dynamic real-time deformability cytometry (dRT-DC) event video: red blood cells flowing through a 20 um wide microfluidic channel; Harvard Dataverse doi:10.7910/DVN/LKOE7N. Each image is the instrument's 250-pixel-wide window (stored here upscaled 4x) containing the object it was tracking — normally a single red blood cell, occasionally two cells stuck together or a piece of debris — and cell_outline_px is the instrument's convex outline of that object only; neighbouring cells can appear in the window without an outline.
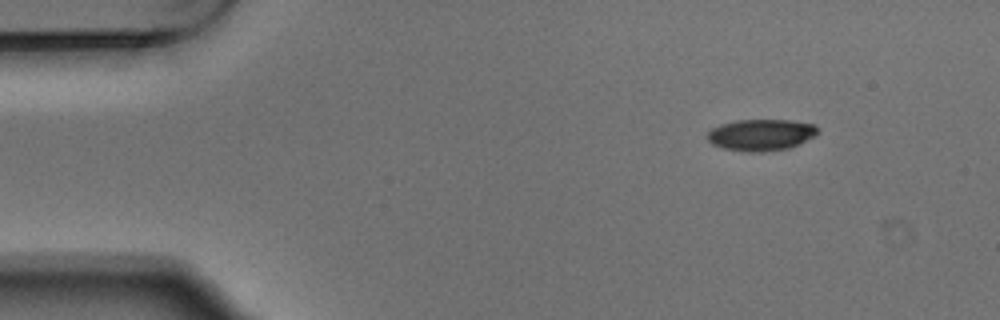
{"species": "Egyptian fruit bat (a non-hibernating species)", "species_latin": "Rousettus aegyptiacus", "temperature_condition": "warm", "stored_images_in_passage": 3, "camera_frame_rate_fps": 3000, "um_per_image_px": 0.085, "animal": {"sex": "male"}, "frame": {"image": 1, "passage_image": 1, "time_ms": 0.0, "image_size_px": [1000, 320], "cell_outline_px": [[820, 132], [788, 148], [764, 152], [748, 152], [724, 148], [712, 144], [708, 140], [708, 132], [712, 128], [720, 124], [736, 120], [788, 120], [812, 124], [820, 128]], "centroid_in_image_um": [64.66, 11.46], "position_along_channel_um": 20.3, "area_um2": 20.06}}
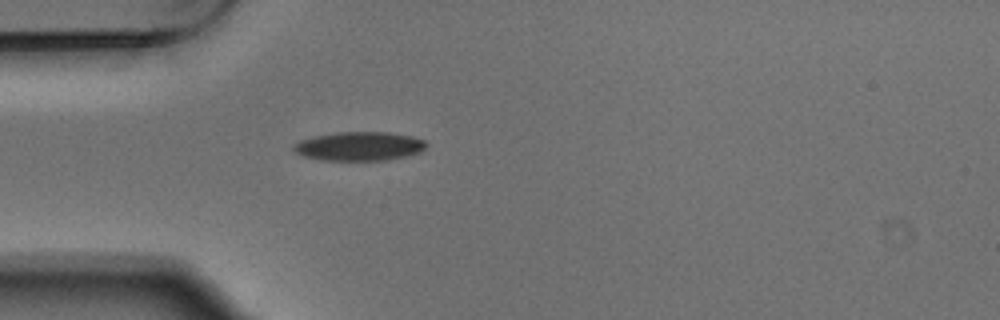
{"frame": {"image": 2, "passage_image": 3, "time_ms": 0.667, "image_size_px": [1000, 320], "cell_outline_px": [[428, 144], [420, 152], [408, 156], [388, 160], [320, 160], [304, 156], [296, 152], [292, 148], [292, 144], [300, 140], [316, 136], [340, 132], [388, 132], [412, 136], [424, 140]], "centroid_in_image_um": [30.55, 12.43], "position_along_channel_um": 54.4, "area_um2": 22.37}}